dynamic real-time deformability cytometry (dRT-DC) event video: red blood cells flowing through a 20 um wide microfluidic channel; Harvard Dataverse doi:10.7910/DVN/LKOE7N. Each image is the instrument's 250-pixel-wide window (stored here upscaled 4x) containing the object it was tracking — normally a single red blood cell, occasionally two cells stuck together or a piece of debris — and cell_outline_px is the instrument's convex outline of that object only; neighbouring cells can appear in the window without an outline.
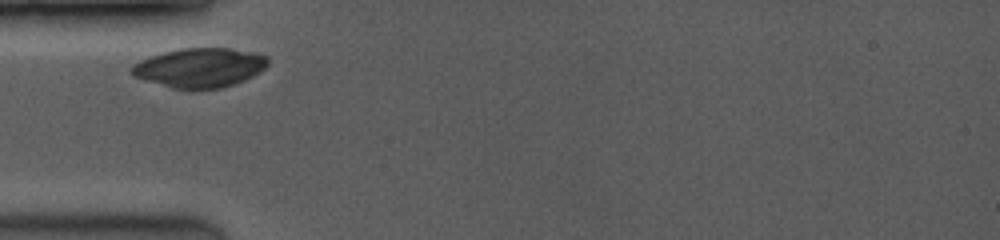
{"species": "common noctule bat (a hibernating species)", "species_latin": "Nyctalus noctula", "temperature_condition": "room temperature", "stored_images_in_passage": 2, "camera_frame_rate_fps": 3500, "um_per_image_px": 0.085, "animal": {"sex": "female", "body_mass_g": 19.0, "forearm_length_mm": 53.3}, "frame": {"image": 1, "passage_image": 1, "time_ms": 0.0, "image_size_px": [1000, 240], "cell_outline_px": [[268, 64], [264, 68], [252, 76], [244, 80], [220, 88], [172, 88], [132, 76], [128, 72], [128, 68], [132, 64], [140, 60], [164, 52], [180, 48], [228, 48], [256, 52], [268, 56]], "centroid_in_image_um": [16.94, 5.73], "position_along_channel_um": 68.1, "area_um2": 31.15}}